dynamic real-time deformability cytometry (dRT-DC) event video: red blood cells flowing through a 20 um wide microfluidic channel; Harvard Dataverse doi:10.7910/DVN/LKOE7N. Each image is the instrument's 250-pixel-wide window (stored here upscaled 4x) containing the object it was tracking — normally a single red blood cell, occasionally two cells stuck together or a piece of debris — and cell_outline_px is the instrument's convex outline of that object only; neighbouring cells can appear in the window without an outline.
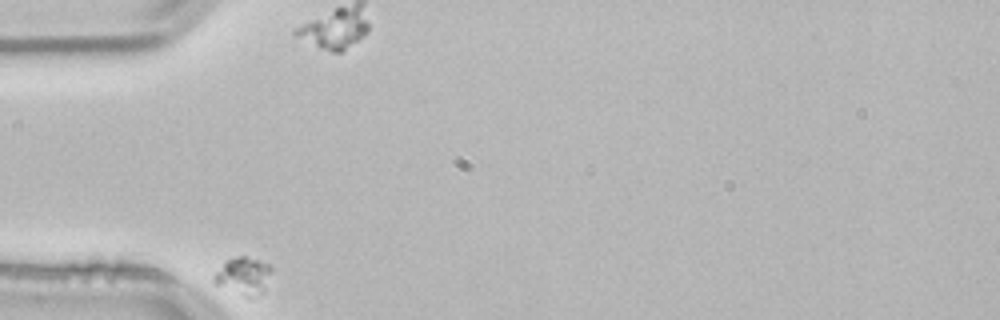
{"species": "common noctule bat (a hibernating species)", "species_latin": "Nyctalus noctula", "temperature_condition": "room temperature", "stored_images_in_passage": 35, "camera_frame_rate_fps": 3000, "um_per_image_px": 0.085, "animal": {"sex": "male", "body_mass_g": 21.5, "forearm_length_mm": 52.0}, "frame": {"image": 1, "passage_image": 1, "time_ms": 0.0, "image_size_px": [1000, 320], "cell_outline_px": [[272, 268], [264, 292], [248, 296], [244, 296], [216, 284], [212, 280], [212, 276], [228, 260], [236, 256], [244, 256], [268, 264]], "centroid_in_image_um": [20.69, 23.45], "position_along_channel_um": 64.3, "area_um2": 12.08}}
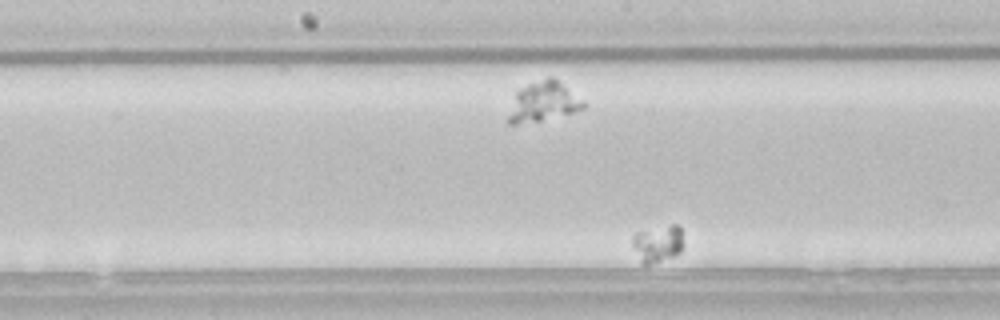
{"frame": {"image": 2, "passage_image": 16, "time_ms": 5.0, "image_size_px": [1000, 320], "cell_outline_px": [[684, 244], [680, 252], [676, 256], [648, 264], [640, 264], [632, 244], [632, 236], [636, 232], [672, 224], [676, 224], [680, 228]], "centroid_in_image_um": [55.91, 20.71], "position_along_channel_um": 192.3, "area_um2": 11.16}}
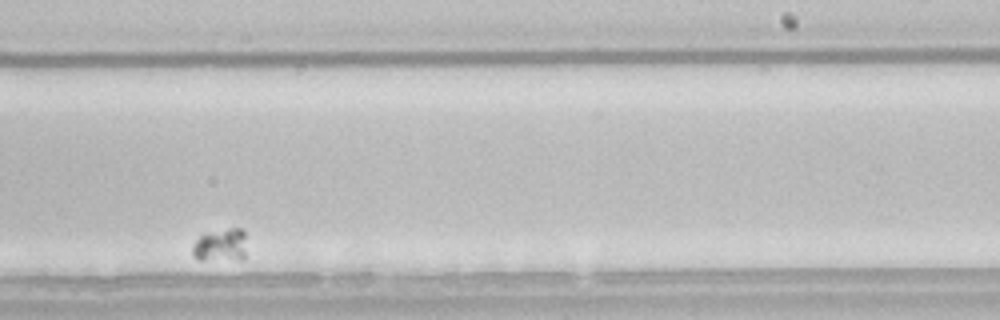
{"frame": {"image": 3, "passage_image": 25, "time_ms": 8.0, "image_size_px": [1000, 320], "cell_outline_px": [[244, 260], [200, 260], [192, 256], [192, 244], [204, 232], [228, 228], [240, 228], [244, 232]], "centroid_in_image_um": [18.7, 20.85], "position_along_channel_um": 270.3, "area_um2": 10.64}}